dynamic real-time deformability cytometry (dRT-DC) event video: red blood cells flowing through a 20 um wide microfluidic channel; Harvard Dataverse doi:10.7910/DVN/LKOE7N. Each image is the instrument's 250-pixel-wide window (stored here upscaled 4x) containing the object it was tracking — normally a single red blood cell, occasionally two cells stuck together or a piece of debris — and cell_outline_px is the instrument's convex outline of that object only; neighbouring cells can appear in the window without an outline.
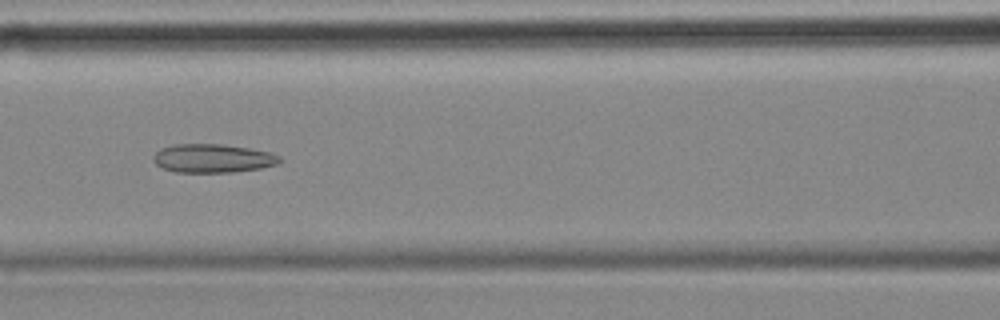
{"species": "common noctule bat (a hibernating species)", "species_latin": "Nyctalus noctula", "temperature_condition": "cold", "stored_images_in_passage": 40, "camera_frame_rate_fps": 3000, "um_per_image_px": 0.085, "animal": {"sex": "female", "body_mass_g": 18.4}, "frame": {"image": 1, "passage_image": 8, "time_ms": 2.333, "image_size_px": [1000, 320], "cell_outline_px": [[280, 160], [276, 164], [260, 168], [232, 172], [176, 172], [164, 168], [156, 164], [152, 160], [156, 152], [160, 148], [176, 144], [224, 144], [248, 148], [268, 152], [280, 156]], "centroid_in_image_um": [18.05, 13.45], "position_along_channel_um": 148.5, "area_um2": 20.87}}
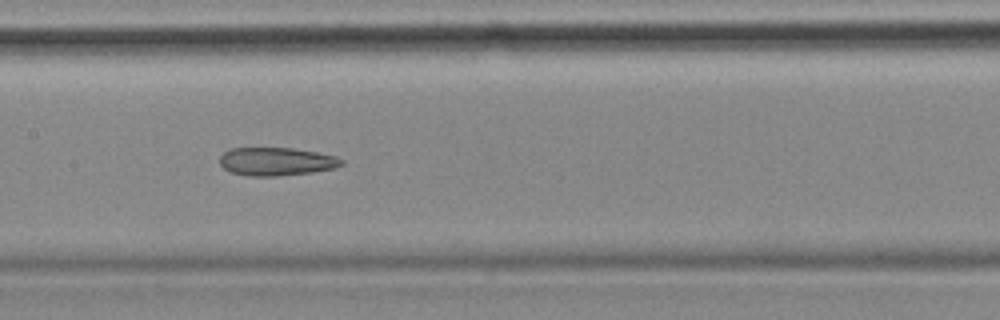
{"frame": {"image": 2, "passage_image": 11, "time_ms": 3.333, "image_size_px": [1000, 320], "cell_outline_px": [[344, 164], [336, 168], [312, 172], [276, 176], [252, 176], [232, 172], [224, 168], [220, 164], [220, 156], [224, 152], [232, 148], [292, 148], [316, 152], [336, 156], [344, 160]], "centroid_in_image_um": [23.53, 13.72], "position_along_channel_um": 183.9, "area_um2": 19.94}}
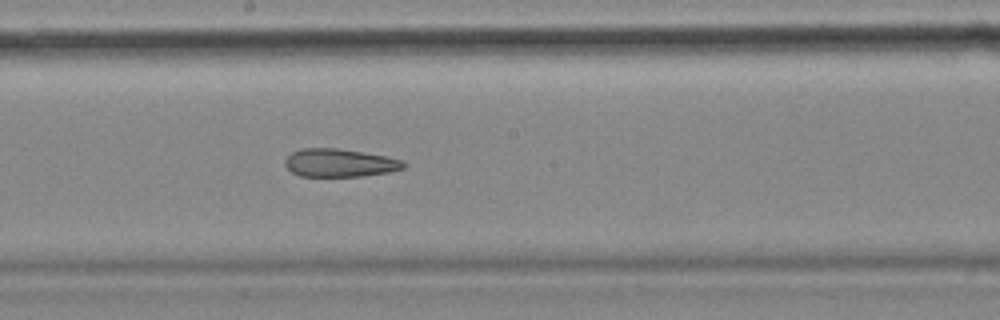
{"frame": {"image": 3, "passage_image": 14, "time_ms": 4.333, "image_size_px": [1000, 320], "cell_outline_px": [[408, 164], [404, 168], [388, 172], [364, 176], [300, 176], [292, 172], [284, 164], [284, 160], [292, 152], [300, 148], [336, 148], [388, 156], [404, 160]], "centroid_in_image_um": [28.9, 13.84], "position_along_channel_um": 219.3, "area_um2": 19.54}, "authors_computed_cell_mechanics": {"area_um2": 21.2415, "velocity_mm_per_s": 3.5628, "shape_relaxation_time_tau1_ms": null, "shape_relaxation_time_tau2_ms": 9.519, "deformation_change_tau1": null, "deformation_change_tau2": 0.2086}}